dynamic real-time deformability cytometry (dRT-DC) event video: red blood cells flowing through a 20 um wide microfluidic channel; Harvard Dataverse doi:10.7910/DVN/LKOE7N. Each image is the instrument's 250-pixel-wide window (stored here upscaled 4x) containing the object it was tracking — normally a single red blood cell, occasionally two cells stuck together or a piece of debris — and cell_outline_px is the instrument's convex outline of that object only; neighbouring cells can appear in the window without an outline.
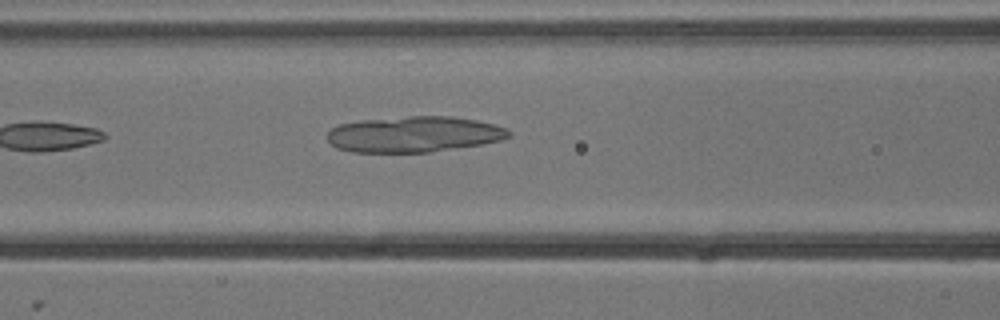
{"species": "common noctule bat (a hibernating species)", "species_latin": "Nyctalus noctula", "temperature_condition": "cold", "stored_images_in_passage": 6, "camera_frame_rate_fps": 3000, "um_per_image_px": 0.085, "animal": {"sex": "male", "body_mass_g": 13.3}, "frame": {"image": 1, "passage_image": 6, "time_ms": 1.667, "image_size_px": [1000, 320], "cell_outline_px": [[512, 136], [500, 140], [480, 144], [428, 152], [352, 152], [336, 148], [328, 140], [328, 132], [332, 128], [340, 124], [360, 120], [408, 116], [452, 116], [476, 120], [508, 128], [512, 132]], "centroid_in_image_um": [35.19, 11.4], "position_along_channel_um": 131.4, "area_um2": 37.86}}